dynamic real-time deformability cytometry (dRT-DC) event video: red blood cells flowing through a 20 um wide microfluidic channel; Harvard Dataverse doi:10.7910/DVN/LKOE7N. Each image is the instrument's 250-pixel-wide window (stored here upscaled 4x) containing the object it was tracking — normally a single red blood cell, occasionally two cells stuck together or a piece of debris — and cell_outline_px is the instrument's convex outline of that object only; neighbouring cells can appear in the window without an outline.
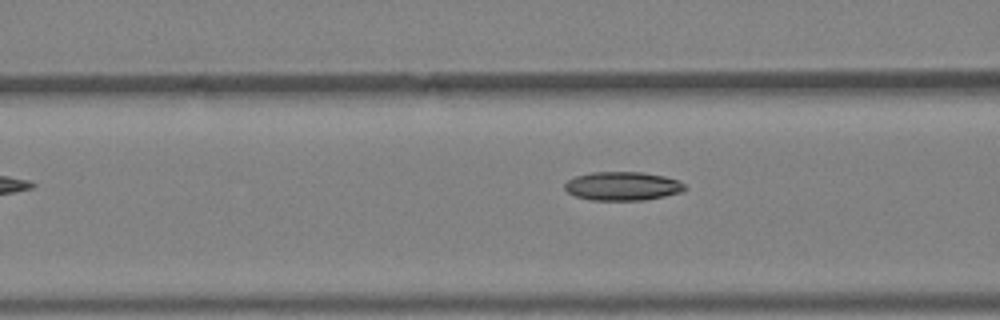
{"species": "Egyptian fruit bat (a non-hibernating species)", "species_latin": "Rousettus aegyptiacus", "temperature_condition": "warm", "stored_images_in_passage": 6, "segment_of_instrument_passage": [2, 2], "camera_frame_rate_fps": 3000, "um_per_image_px": 0.085, "animal": {"sex": "female"}, "frame": {"image": 1, "passage_image": 6, "time_ms": 1.667, "image_size_px": [1000, 320], "cell_outline_px": [[688, 188], [684, 192], [644, 200], [592, 200], [576, 196], [568, 192], [564, 188], [564, 184], [568, 180], [576, 176], [592, 172], [644, 172], [664, 176], [676, 180], [684, 184]], "centroid_in_image_um": [52.94, 15.82], "position_along_channel_um": 113.7, "area_um2": 20.11}}